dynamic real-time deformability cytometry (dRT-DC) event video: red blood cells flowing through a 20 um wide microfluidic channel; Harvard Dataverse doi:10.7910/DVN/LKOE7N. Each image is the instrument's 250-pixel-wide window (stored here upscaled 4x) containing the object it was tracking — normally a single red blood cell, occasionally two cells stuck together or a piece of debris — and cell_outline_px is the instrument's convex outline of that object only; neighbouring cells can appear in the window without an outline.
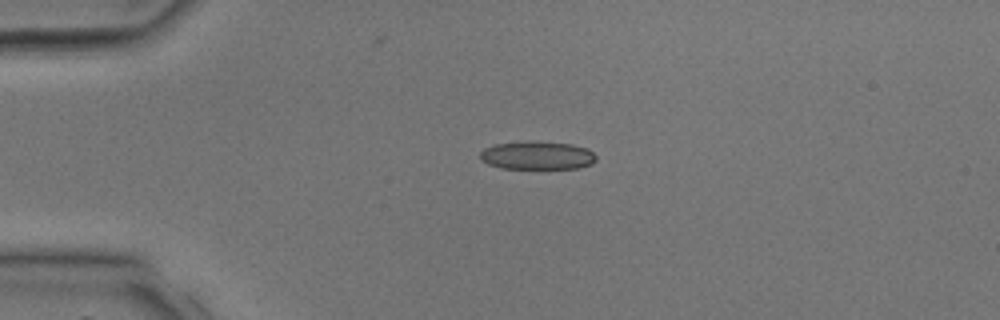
{"species": "common noctule bat (a hibernating species)", "species_latin": "Nyctalus noctula", "temperature_condition": "room temperature", "stored_images_in_passage": 3, "camera_frame_rate_fps": 3000, "um_per_image_px": 0.085, "animal": {"sex": "male", "body_mass_g": 17.9, "forearm_length_mm": 54.2}, "frame": {"image": 1, "passage_image": 2, "time_ms": 1.333, "image_size_px": [1000, 320], "cell_outline_px": [[596, 160], [592, 164], [576, 168], [500, 168], [488, 164], [480, 160], [480, 152], [484, 148], [492, 144], [532, 140], [572, 144], [588, 148], [596, 156]], "centroid_in_image_um": [45.64, 13.19], "position_along_channel_um": 39.4, "area_um2": 19.36}}